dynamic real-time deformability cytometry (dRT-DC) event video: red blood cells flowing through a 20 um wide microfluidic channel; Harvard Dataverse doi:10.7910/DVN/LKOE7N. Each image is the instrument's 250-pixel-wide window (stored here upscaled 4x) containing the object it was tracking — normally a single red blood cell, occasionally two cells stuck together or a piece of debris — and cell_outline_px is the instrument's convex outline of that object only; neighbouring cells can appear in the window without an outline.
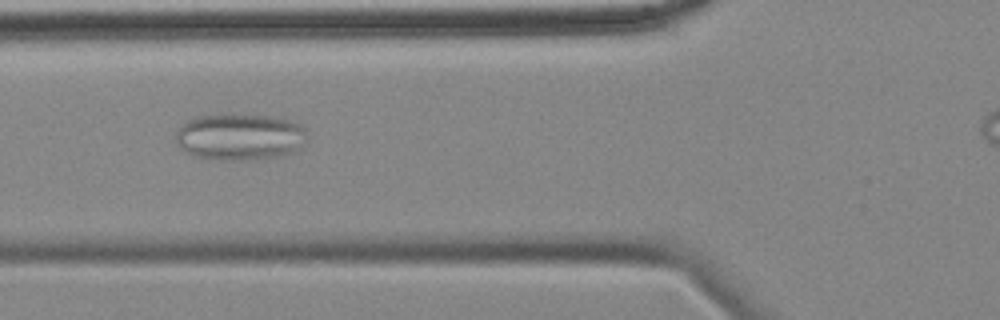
{"species": "common noctule bat (a hibernating species)", "species_latin": "Nyctalus noctula", "temperature_condition": "cold", "stored_images_in_passage": 37, "camera_frame_rate_fps": 3000, "um_per_image_px": 0.085, "animal": {"sex": "female", "body_mass_g": 18.4}, "frame": {"image": 1, "passage_image": 6, "time_ms": 1.667, "image_size_px": [1000, 320], "cell_outline_px": [[308, 136], [292, 152], [272, 156], [248, 160], [220, 160], [196, 156], [180, 148], [176, 140], [176, 132], [188, 120], [196, 116], [232, 112], [272, 116], [288, 120], [300, 124], [304, 128]], "centroid_in_image_um": [20.35, 11.58], "position_along_channel_um": 105.5, "area_um2": 35.78}}